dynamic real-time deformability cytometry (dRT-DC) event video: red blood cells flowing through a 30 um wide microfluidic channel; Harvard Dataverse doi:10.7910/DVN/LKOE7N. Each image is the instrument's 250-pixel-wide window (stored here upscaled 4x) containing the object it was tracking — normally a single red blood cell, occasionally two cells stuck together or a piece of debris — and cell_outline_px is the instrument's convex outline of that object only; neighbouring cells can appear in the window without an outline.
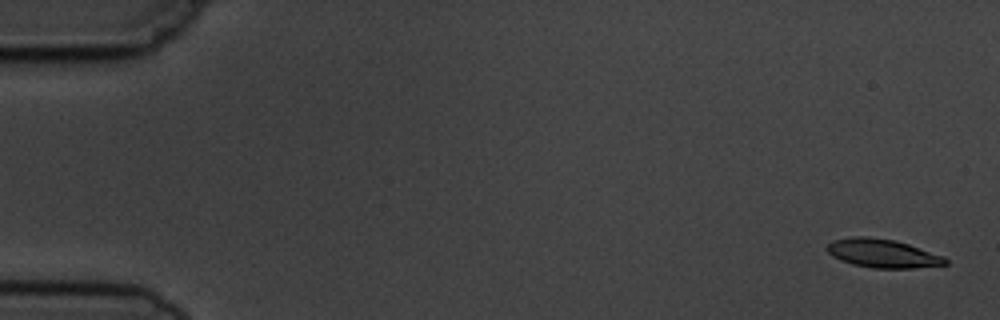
{"species": "common noctule bat (a hibernating species)", "species_latin": "Nyctalus noctula", "temperature_condition": "cold", "stored_images_in_passage": 6, "camera_frame_rate_fps": 3000, "um_per_image_px": 0.085, "animal": {"sex": "male", "body_mass_g": 19.5, "forearm_length_mm": 54.6}, "frame": {"image": 1, "passage_image": 1, "time_ms": 0.0, "image_size_px": [1000, 320], "cell_outline_px": [[948, 264], [912, 268], [872, 268], [852, 264], [840, 260], [832, 256], [824, 248], [832, 240], [852, 236], [864, 236], [896, 240], [944, 256], [948, 260]], "centroid_in_image_um": [74.99, 21.53], "position_along_channel_um": 10.0, "area_um2": 19.83}}
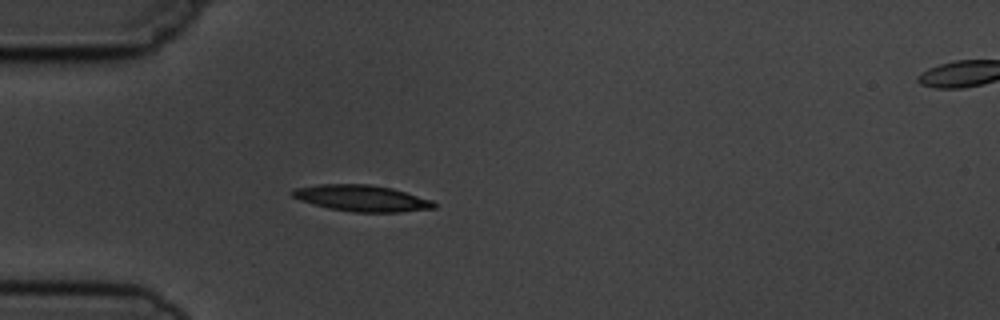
{"frame": {"image": 2, "passage_image": 5, "time_ms": 4.667, "image_size_px": [1000, 320], "cell_outline_px": [[436, 208], [400, 212], [352, 212], [328, 208], [300, 200], [292, 196], [292, 192], [296, 188], [320, 184], [368, 184], [392, 188], [432, 200], [436, 204]], "centroid_in_image_um": [30.77, 16.85], "position_along_channel_um": 54.2, "area_um2": 21.56}}